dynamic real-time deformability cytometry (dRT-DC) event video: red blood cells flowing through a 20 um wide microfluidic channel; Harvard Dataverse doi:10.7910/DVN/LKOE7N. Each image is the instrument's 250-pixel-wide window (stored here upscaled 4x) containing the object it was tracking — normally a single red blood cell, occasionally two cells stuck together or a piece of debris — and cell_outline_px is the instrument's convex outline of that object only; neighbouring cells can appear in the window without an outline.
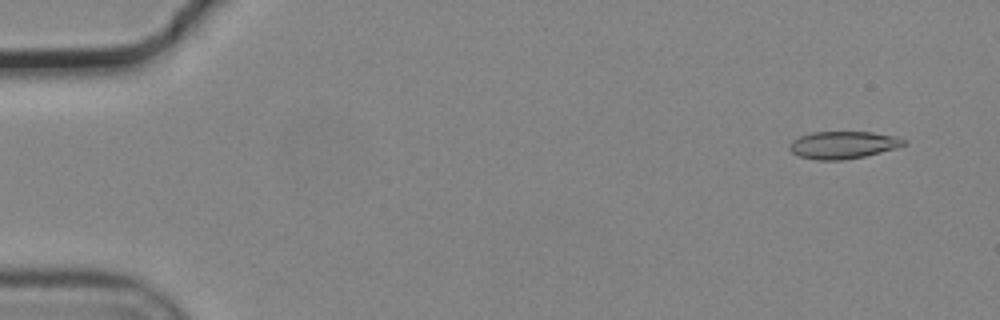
{"species": "common noctule bat (a hibernating species)", "species_latin": "Nyctalus noctula", "temperature_condition": "cold", "stored_images_in_passage": 11, "camera_frame_rate_fps": 3000, "um_per_image_px": 0.085, "animal": {"sex": "male", "body_mass_g": 19.2, "forearm_length_mm": 51.8}, "frame": {"image": 1, "passage_image": 4, "time_ms": 1.0, "image_size_px": [1000, 320], "cell_outline_px": [[908, 144], [896, 148], [864, 156], [844, 160], [816, 160], [800, 156], [792, 152], [788, 148], [792, 140], [800, 136], [812, 132], [872, 132], [896, 136], [908, 140]], "centroid_in_image_um": [71.69, 12.31], "position_along_channel_um": 13.3, "area_um2": 18.32}}